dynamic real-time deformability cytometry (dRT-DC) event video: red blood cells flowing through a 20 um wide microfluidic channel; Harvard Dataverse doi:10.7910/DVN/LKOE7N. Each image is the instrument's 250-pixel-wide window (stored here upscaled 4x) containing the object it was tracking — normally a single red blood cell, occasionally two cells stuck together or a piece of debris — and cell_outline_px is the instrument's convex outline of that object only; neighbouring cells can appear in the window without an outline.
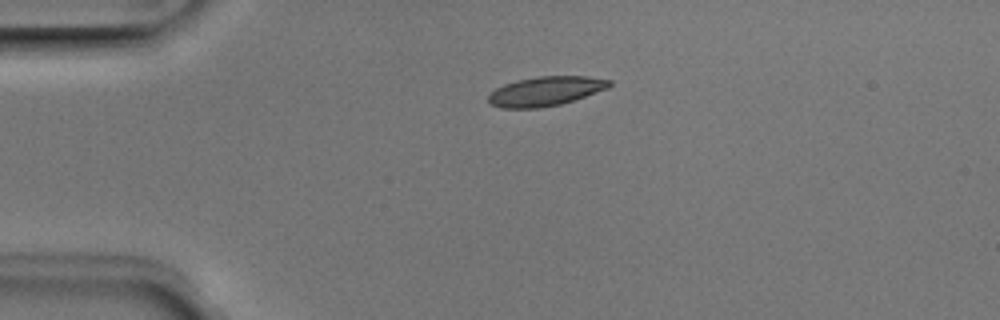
{"species": "Egyptian fruit bat (a non-hibernating species)", "species_latin": "Rousettus aegyptiacus", "temperature_condition": "room temperature", "stored_images_in_passage": 5, "camera_frame_rate_fps": 3000, "um_per_image_px": 0.085, "animal": {"sex": "male"}, "frame": {"image": 1, "passage_image": 1, "time_ms": 0.0, "image_size_px": [1000, 320], "cell_outline_px": [[612, 84], [608, 88], [560, 104], [536, 108], [504, 108], [492, 104], [488, 100], [488, 96], [496, 88], [504, 84], [516, 80], [540, 76], [588, 76], [612, 80]], "centroid_in_image_um": [46.38, 7.73], "position_along_channel_um": 38.6, "area_um2": 20.46}}
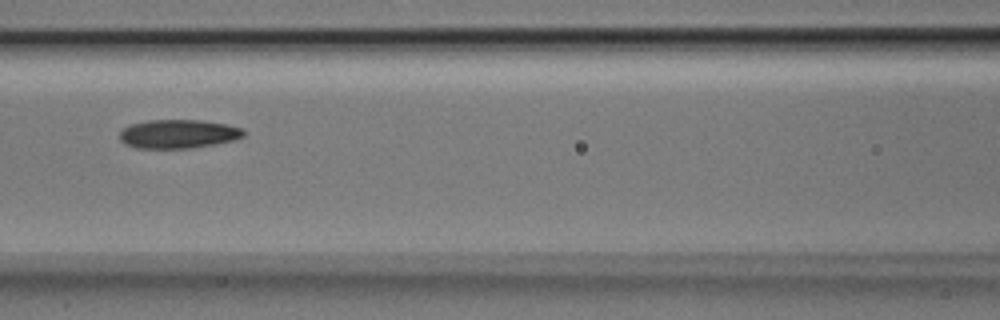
{"frame": {"image": 2, "passage_image": 4, "time_ms": 1.0, "image_size_px": [1000, 320], "cell_outline_px": [[244, 136], [232, 140], [216, 144], [192, 148], [136, 148], [124, 144], [120, 140], [120, 132], [124, 128], [132, 124], [148, 120], [200, 120], [228, 124], [244, 128]], "centroid_in_image_um": [15.17, 11.38], "position_along_channel_um": 151.4, "area_um2": 20.87}}
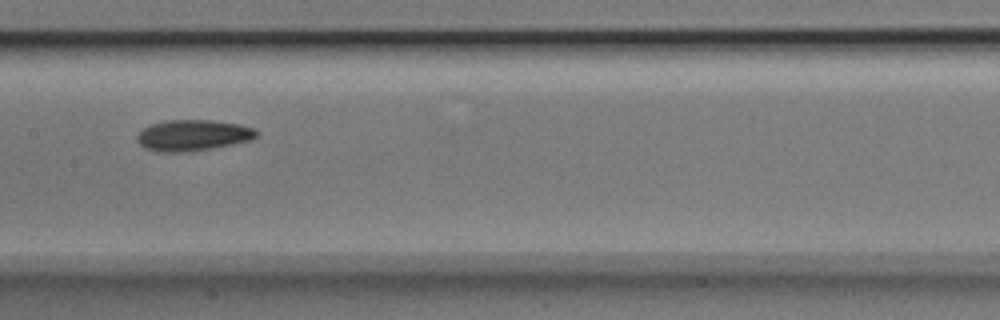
{"frame": {"image": 3, "passage_image": 5, "time_ms": 1.333, "image_size_px": [1000, 320], "cell_outline_px": [[260, 132], [252, 140], [232, 144], [184, 152], [164, 152], [144, 148], [136, 140], [136, 136], [148, 124], [164, 120], [212, 120], [240, 124], [256, 128]], "centroid_in_image_um": [16.4, 11.48], "position_along_channel_um": 191.0, "area_um2": 21.68}}